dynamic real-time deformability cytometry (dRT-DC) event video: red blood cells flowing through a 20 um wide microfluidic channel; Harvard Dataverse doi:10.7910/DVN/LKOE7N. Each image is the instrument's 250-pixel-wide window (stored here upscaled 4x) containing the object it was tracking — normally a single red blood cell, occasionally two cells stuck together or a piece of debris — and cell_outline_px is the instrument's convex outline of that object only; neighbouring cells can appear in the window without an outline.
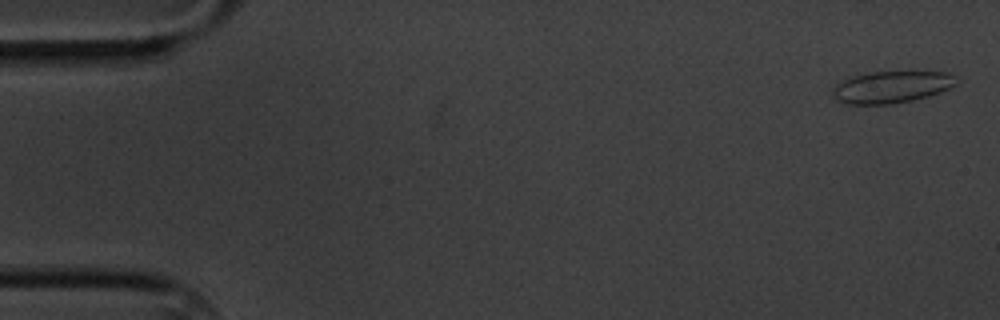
{"species": "common noctule bat (a hibernating species)", "species_latin": "Nyctalus noctula", "temperature_condition": "cold", "stored_images_in_passage": 7, "camera_frame_rate_fps": 3000, "um_per_image_px": 0.085, "animal": {"sex": "male", "body_mass_g": 20.1, "forearm_length_mm": 53.5}, "frame": {"image": 1, "passage_image": 1, "time_ms": 0.0, "image_size_px": [1000, 320], "cell_outline_px": [[960, 80], [956, 84], [940, 92], [928, 96], [912, 100], [892, 104], [848, 104], [832, 96], [832, 88], [836, 84], [852, 76], [872, 72], [948, 72]], "centroid_in_image_um": [75.79, 7.39], "position_along_channel_um": 9.2, "area_um2": 22.83}}
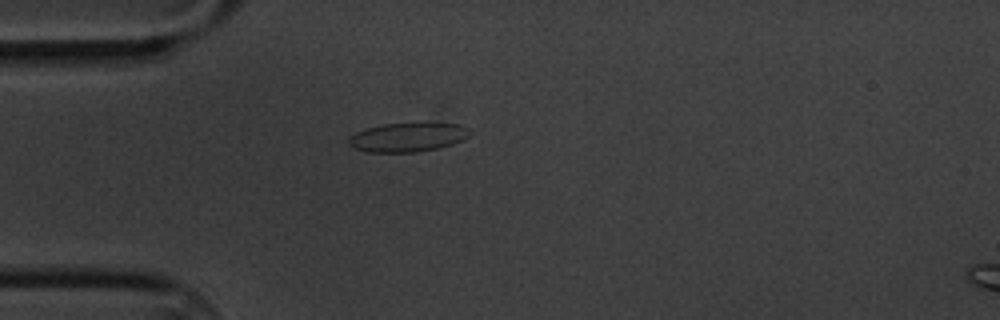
{"frame": {"image": 2, "passage_image": 5, "time_ms": 4.667, "image_size_px": [1000, 320], "cell_outline_px": [[472, 132], [464, 140], [440, 148], [416, 152], [368, 152], [356, 148], [348, 144], [348, 136], [356, 132], [368, 128], [384, 124], [460, 124], [468, 128]], "centroid_in_image_um": [34.67, 11.68], "position_along_channel_um": 50.3, "area_um2": 20.29}}